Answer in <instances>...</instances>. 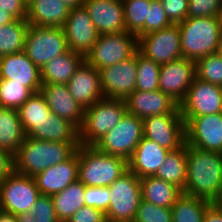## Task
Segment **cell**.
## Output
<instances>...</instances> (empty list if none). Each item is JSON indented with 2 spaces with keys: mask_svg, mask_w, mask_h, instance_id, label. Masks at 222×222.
<instances>
[{
  "mask_svg": "<svg viewBox=\"0 0 222 222\" xmlns=\"http://www.w3.org/2000/svg\"><path fill=\"white\" fill-rule=\"evenodd\" d=\"M83 5L100 35L126 31L122 0H85Z\"/></svg>",
  "mask_w": 222,
  "mask_h": 222,
  "instance_id": "ffe728a7",
  "label": "cell"
},
{
  "mask_svg": "<svg viewBox=\"0 0 222 222\" xmlns=\"http://www.w3.org/2000/svg\"><path fill=\"white\" fill-rule=\"evenodd\" d=\"M69 50L63 27H46L29 24L24 52L41 70L55 56Z\"/></svg>",
  "mask_w": 222,
  "mask_h": 222,
  "instance_id": "ba28073f",
  "label": "cell"
},
{
  "mask_svg": "<svg viewBox=\"0 0 222 222\" xmlns=\"http://www.w3.org/2000/svg\"><path fill=\"white\" fill-rule=\"evenodd\" d=\"M182 117L187 145L222 153V112Z\"/></svg>",
  "mask_w": 222,
  "mask_h": 222,
  "instance_id": "4fadbf2b",
  "label": "cell"
},
{
  "mask_svg": "<svg viewBox=\"0 0 222 222\" xmlns=\"http://www.w3.org/2000/svg\"><path fill=\"white\" fill-rule=\"evenodd\" d=\"M70 9L61 0H34L27 7L26 20L35 26L63 27Z\"/></svg>",
  "mask_w": 222,
  "mask_h": 222,
  "instance_id": "d4e9b609",
  "label": "cell"
},
{
  "mask_svg": "<svg viewBox=\"0 0 222 222\" xmlns=\"http://www.w3.org/2000/svg\"><path fill=\"white\" fill-rule=\"evenodd\" d=\"M202 222H222V204L213 203L207 209Z\"/></svg>",
  "mask_w": 222,
  "mask_h": 222,
  "instance_id": "c3c4849f",
  "label": "cell"
},
{
  "mask_svg": "<svg viewBox=\"0 0 222 222\" xmlns=\"http://www.w3.org/2000/svg\"><path fill=\"white\" fill-rule=\"evenodd\" d=\"M40 195L34 177L13 172L0 184V210L13 215L31 211Z\"/></svg>",
  "mask_w": 222,
  "mask_h": 222,
  "instance_id": "30bf717a",
  "label": "cell"
},
{
  "mask_svg": "<svg viewBox=\"0 0 222 222\" xmlns=\"http://www.w3.org/2000/svg\"><path fill=\"white\" fill-rule=\"evenodd\" d=\"M26 136L52 142L79 143V130L71 122L53 113Z\"/></svg>",
  "mask_w": 222,
  "mask_h": 222,
  "instance_id": "484cf974",
  "label": "cell"
},
{
  "mask_svg": "<svg viewBox=\"0 0 222 222\" xmlns=\"http://www.w3.org/2000/svg\"><path fill=\"white\" fill-rule=\"evenodd\" d=\"M196 77L222 87V56L209 54L195 62Z\"/></svg>",
  "mask_w": 222,
  "mask_h": 222,
  "instance_id": "f35d334b",
  "label": "cell"
},
{
  "mask_svg": "<svg viewBox=\"0 0 222 222\" xmlns=\"http://www.w3.org/2000/svg\"><path fill=\"white\" fill-rule=\"evenodd\" d=\"M171 24L166 16L165 10L162 8L160 0H151L147 18L144 23V35L159 31Z\"/></svg>",
  "mask_w": 222,
  "mask_h": 222,
  "instance_id": "60d3db41",
  "label": "cell"
},
{
  "mask_svg": "<svg viewBox=\"0 0 222 222\" xmlns=\"http://www.w3.org/2000/svg\"><path fill=\"white\" fill-rule=\"evenodd\" d=\"M217 53H218L220 56H222V33H221L220 40H219V43H218Z\"/></svg>",
  "mask_w": 222,
  "mask_h": 222,
  "instance_id": "f5cc1de1",
  "label": "cell"
},
{
  "mask_svg": "<svg viewBox=\"0 0 222 222\" xmlns=\"http://www.w3.org/2000/svg\"><path fill=\"white\" fill-rule=\"evenodd\" d=\"M137 62V82L138 91H157L159 90L158 80L161 65L153 60L146 58L139 51L136 52Z\"/></svg>",
  "mask_w": 222,
  "mask_h": 222,
  "instance_id": "d590c367",
  "label": "cell"
},
{
  "mask_svg": "<svg viewBox=\"0 0 222 222\" xmlns=\"http://www.w3.org/2000/svg\"><path fill=\"white\" fill-rule=\"evenodd\" d=\"M63 30L68 48L84 57L93 48L100 35L84 5L70 9Z\"/></svg>",
  "mask_w": 222,
  "mask_h": 222,
  "instance_id": "2e32d148",
  "label": "cell"
},
{
  "mask_svg": "<svg viewBox=\"0 0 222 222\" xmlns=\"http://www.w3.org/2000/svg\"><path fill=\"white\" fill-rule=\"evenodd\" d=\"M138 51L159 65L182 58L178 24H171L138 38Z\"/></svg>",
  "mask_w": 222,
  "mask_h": 222,
  "instance_id": "8fae6325",
  "label": "cell"
},
{
  "mask_svg": "<svg viewBox=\"0 0 222 222\" xmlns=\"http://www.w3.org/2000/svg\"><path fill=\"white\" fill-rule=\"evenodd\" d=\"M0 79L10 83H23L33 93L41 89V70L28 58L24 51L0 57Z\"/></svg>",
  "mask_w": 222,
  "mask_h": 222,
  "instance_id": "ac0fdd59",
  "label": "cell"
},
{
  "mask_svg": "<svg viewBox=\"0 0 222 222\" xmlns=\"http://www.w3.org/2000/svg\"><path fill=\"white\" fill-rule=\"evenodd\" d=\"M127 112L124 99L102 98L84 110L79 143L93 146L112 130Z\"/></svg>",
  "mask_w": 222,
  "mask_h": 222,
  "instance_id": "5b68a950",
  "label": "cell"
},
{
  "mask_svg": "<svg viewBox=\"0 0 222 222\" xmlns=\"http://www.w3.org/2000/svg\"><path fill=\"white\" fill-rule=\"evenodd\" d=\"M85 185L77 180L66 189L52 195L54 209L60 222H67L80 208L85 206Z\"/></svg>",
  "mask_w": 222,
  "mask_h": 222,
  "instance_id": "f546056e",
  "label": "cell"
},
{
  "mask_svg": "<svg viewBox=\"0 0 222 222\" xmlns=\"http://www.w3.org/2000/svg\"><path fill=\"white\" fill-rule=\"evenodd\" d=\"M67 222H107L105 213L88 206L80 208Z\"/></svg>",
  "mask_w": 222,
  "mask_h": 222,
  "instance_id": "f6af8a7d",
  "label": "cell"
},
{
  "mask_svg": "<svg viewBox=\"0 0 222 222\" xmlns=\"http://www.w3.org/2000/svg\"><path fill=\"white\" fill-rule=\"evenodd\" d=\"M138 51V37L131 32L99 35L84 60L97 70L126 60Z\"/></svg>",
  "mask_w": 222,
  "mask_h": 222,
  "instance_id": "52a82bcc",
  "label": "cell"
},
{
  "mask_svg": "<svg viewBox=\"0 0 222 222\" xmlns=\"http://www.w3.org/2000/svg\"><path fill=\"white\" fill-rule=\"evenodd\" d=\"M0 9L15 19L23 20L27 17V7L22 0H0Z\"/></svg>",
  "mask_w": 222,
  "mask_h": 222,
  "instance_id": "bcb514c9",
  "label": "cell"
},
{
  "mask_svg": "<svg viewBox=\"0 0 222 222\" xmlns=\"http://www.w3.org/2000/svg\"><path fill=\"white\" fill-rule=\"evenodd\" d=\"M84 61V56L70 49L55 56L41 69V81L45 84H67Z\"/></svg>",
  "mask_w": 222,
  "mask_h": 222,
  "instance_id": "4316f807",
  "label": "cell"
},
{
  "mask_svg": "<svg viewBox=\"0 0 222 222\" xmlns=\"http://www.w3.org/2000/svg\"><path fill=\"white\" fill-rule=\"evenodd\" d=\"M187 174L186 143L176 150L169 151L165 161L158 168L155 177L171 183L182 191L185 188Z\"/></svg>",
  "mask_w": 222,
  "mask_h": 222,
  "instance_id": "4dcf8cb0",
  "label": "cell"
},
{
  "mask_svg": "<svg viewBox=\"0 0 222 222\" xmlns=\"http://www.w3.org/2000/svg\"><path fill=\"white\" fill-rule=\"evenodd\" d=\"M182 116H202L222 112V87L196 76L179 104Z\"/></svg>",
  "mask_w": 222,
  "mask_h": 222,
  "instance_id": "5bb4252c",
  "label": "cell"
},
{
  "mask_svg": "<svg viewBox=\"0 0 222 222\" xmlns=\"http://www.w3.org/2000/svg\"><path fill=\"white\" fill-rule=\"evenodd\" d=\"M78 148L76 153L63 163L49 167L34 176L41 195L52 196L78 180Z\"/></svg>",
  "mask_w": 222,
  "mask_h": 222,
  "instance_id": "603a6c76",
  "label": "cell"
},
{
  "mask_svg": "<svg viewBox=\"0 0 222 222\" xmlns=\"http://www.w3.org/2000/svg\"><path fill=\"white\" fill-rule=\"evenodd\" d=\"M187 174L183 193L222 202V153L186 144Z\"/></svg>",
  "mask_w": 222,
  "mask_h": 222,
  "instance_id": "6da1fadb",
  "label": "cell"
},
{
  "mask_svg": "<svg viewBox=\"0 0 222 222\" xmlns=\"http://www.w3.org/2000/svg\"><path fill=\"white\" fill-rule=\"evenodd\" d=\"M212 204L208 200L183 193L171 207L172 222H202Z\"/></svg>",
  "mask_w": 222,
  "mask_h": 222,
  "instance_id": "1f68e13d",
  "label": "cell"
},
{
  "mask_svg": "<svg viewBox=\"0 0 222 222\" xmlns=\"http://www.w3.org/2000/svg\"><path fill=\"white\" fill-rule=\"evenodd\" d=\"M26 7H29L34 0H22Z\"/></svg>",
  "mask_w": 222,
  "mask_h": 222,
  "instance_id": "db71d44e",
  "label": "cell"
},
{
  "mask_svg": "<svg viewBox=\"0 0 222 222\" xmlns=\"http://www.w3.org/2000/svg\"><path fill=\"white\" fill-rule=\"evenodd\" d=\"M172 210L141 200L133 222H172Z\"/></svg>",
  "mask_w": 222,
  "mask_h": 222,
  "instance_id": "ab89813d",
  "label": "cell"
},
{
  "mask_svg": "<svg viewBox=\"0 0 222 222\" xmlns=\"http://www.w3.org/2000/svg\"><path fill=\"white\" fill-rule=\"evenodd\" d=\"M17 111L26 135L52 113L40 92L32 94Z\"/></svg>",
  "mask_w": 222,
  "mask_h": 222,
  "instance_id": "836d02e7",
  "label": "cell"
},
{
  "mask_svg": "<svg viewBox=\"0 0 222 222\" xmlns=\"http://www.w3.org/2000/svg\"><path fill=\"white\" fill-rule=\"evenodd\" d=\"M195 76V61L186 58L170 61L160 67L159 90L180 104Z\"/></svg>",
  "mask_w": 222,
  "mask_h": 222,
  "instance_id": "e0dca14e",
  "label": "cell"
},
{
  "mask_svg": "<svg viewBox=\"0 0 222 222\" xmlns=\"http://www.w3.org/2000/svg\"><path fill=\"white\" fill-rule=\"evenodd\" d=\"M39 92L53 114L71 122L78 130L80 129L84 109L72 97L66 84L42 83Z\"/></svg>",
  "mask_w": 222,
  "mask_h": 222,
  "instance_id": "d6986e66",
  "label": "cell"
},
{
  "mask_svg": "<svg viewBox=\"0 0 222 222\" xmlns=\"http://www.w3.org/2000/svg\"><path fill=\"white\" fill-rule=\"evenodd\" d=\"M72 97L84 110L104 98L99 70L85 60L66 84Z\"/></svg>",
  "mask_w": 222,
  "mask_h": 222,
  "instance_id": "44dd1931",
  "label": "cell"
},
{
  "mask_svg": "<svg viewBox=\"0 0 222 222\" xmlns=\"http://www.w3.org/2000/svg\"><path fill=\"white\" fill-rule=\"evenodd\" d=\"M143 137L169 151L181 147L185 143V123L179 107L173 113L143 119Z\"/></svg>",
  "mask_w": 222,
  "mask_h": 222,
  "instance_id": "7c38bea8",
  "label": "cell"
},
{
  "mask_svg": "<svg viewBox=\"0 0 222 222\" xmlns=\"http://www.w3.org/2000/svg\"><path fill=\"white\" fill-rule=\"evenodd\" d=\"M160 2L172 24H178L187 18L188 0H160Z\"/></svg>",
  "mask_w": 222,
  "mask_h": 222,
  "instance_id": "ee69618b",
  "label": "cell"
},
{
  "mask_svg": "<svg viewBox=\"0 0 222 222\" xmlns=\"http://www.w3.org/2000/svg\"><path fill=\"white\" fill-rule=\"evenodd\" d=\"M140 186L142 200L159 207L171 208L183 194V191L177 186L155 176L141 178Z\"/></svg>",
  "mask_w": 222,
  "mask_h": 222,
  "instance_id": "83f0119b",
  "label": "cell"
},
{
  "mask_svg": "<svg viewBox=\"0 0 222 222\" xmlns=\"http://www.w3.org/2000/svg\"><path fill=\"white\" fill-rule=\"evenodd\" d=\"M25 138L18 111L0 107V149L15 155Z\"/></svg>",
  "mask_w": 222,
  "mask_h": 222,
  "instance_id": "f1b7e54d",
  "label": "cell"
},
{
  "mask_svg": "<svg viewBox=\"0 0 222 222\" xmlns=\"http://www.w3.org/2000/svg\"><path fill=\"white\" fill-rule=\"evenodd\" d=\"M104 98L125 99L136 90V53L126 60L99 70Z\"/></svg>",
  "mask_w": 222,
  "mask_h": 222,
  "instance_id": "9a60e30c",
  "label": "cell"
},
{
  "mask_svg": "<svg viewBox=\"0 0 222 222\" xmlns=\"http://www.w3.org/2000/svg\"><path fill=\"white\" fill-rule=\"evenodd\" d=\"M14 172V155L0 149V184Z\"/></svg>",
  "mask_w": 222,
  "mask_h": 222,
  "instance_id": "7dc6e473",
  "label": "cell"
},
{
  "mask_svg": "<svg viewBox=\"0 0 222 222\" xmlns=\"http://www.w3.org/2000/svg\"><path fill=\"white\" fill-rule=\"evenodd\" d=\"M178 25L182 58L196 62L202 57L217 53L222 33V17L186 18Z\"/></svg>",
  "mask_w": 222,
  "mask_h": 222,
  "instance_id": "3957f363",
  "label": "cell"
},
{
  "mask_svg": "<svg viewBox=\"0 0 222 222\" xmlns=\"http://www.w3.org/2000/svg\"><path fill=\"white\" fill-rule=\"evenodd\" d=\"M127 170L124 158L100 152L94 146L78 147V180L85 186L108 187Z\"/></svg>",
  "mask_w": 222,
  "mask_h": 222,
  "instance_id": "277c9868",
  "label": "cell"
},
{
  "mask_svg": "<svg viewBox=\"0 0 222 222\" xmlns=\"http://www.w3.org/2000/svg\"><path fill=\"white\" fill-rule=\"evenodd\" d=\"M168 153L169 150L143 137L128 161V169L140 179L155 176Z\"/></svg>",
  "mask_w": 222,
  "mask_h": 222,
  "instance_id": "cb8c5ba5",
  "label": "cell"
},
{
  "mask_svg": "<svg viewBox=\"0 0 222 222\" xmlns=\"http://www.w3.org/2000/svg\"><path fill=\"white\" fill-rule=\"evenodd\" d=\"M124 7V23L127 32L138 38L144 35V23L147 18L151 0H122Z\"/></svg>",
  "mask_w": 222,
  "mask_h": 222,
  "instance_id": "e575fe53",
  "label": "cell"
},
{
  "mask_svg": "<svg viewBox=\"0 0 222 222\" xmlns=\"http://www.w3.org/2000/svg\"><path fill=\"white\" fill-rule=\"evenodd\" d=\"M80 143L52 142L26 136L14 155V172L34 177L70 159Z\"/></svg>",
  "mask_w": 222,
  "mask_h": 222,
  "instance_id": "7a4b0ae2",
  "label": "cell"
},
{
  "mask_svg": "<svg viewBox=\"0 0 222 222\" xmlns=\"http://www.w3.org/2000/svg\"><path fill=\"white\" fill-rule=\"evenodd\" d=\"M124 100L127 112L142 120L154 115L173 113L179 107L175 100L161 90H135Z\"/></svg>",
  "mask_w": 222,
  "mask_h": 222,
  "instance_id": "7402d4cb",
  "label": "cell"
},
{
  "mask_svg": "<svg viewBox=\"0 0 222 222\" xmlns=\"http://www.w3.org/2000/svg\"><path fill=\"white\" fill-rule=\"evenodd\" d=\"M28 27L29 23L26 19H15L0 26V57L24 51Z\"/></svg>",
  "mask_w": 222,
  "mask_h": 222,
  "instance_id": "d6a6232c",
  "label": "cell"
},
{
  "mask_svg": "<svg viewBox=\"0 0 222 222\" xmlns=\"http://www.w3.org/2000/svg\"><path fill=\"white\" fill-rule=\"evenodd\" d=\"M0 222H18L16 215L0 210Z\"/></svg>",
  "mask_w": 222,
  "mask_h": 222,
  "instance_id": "f907efd6",
  "label": "cell"
},
{
  "mask_svg": "<svg viewBox=\"0 0 222 222\" xmlns=\"http://www.w3.org/2000/svg\"><path fill=\"white\" fill-rule=\"evenodd\" d=\"M109 187L107 222H133L142 200L140 178L129 169Z\"/></svg>",
  "mask_w": 222,
  "mask_h": 222,
  "instance_id": "8992f818",
  "label": "cell"
},
{
  "mask_svg": "<svg viewBox=\"0 0 222 222\" xmlns=\"http://www.w3.org/2000/svg\"><path fill=\"white\" fill-rule=\"evenodd\" d=\"M15 18L8 12L0 9V26L13 22Z\"/></svg>",
  "mask_w": 222,
  "mask_h": 222,
  "instance_id": "681fc988",
  "label": "cell"
},
{
  "mask_svg": "<svg viewBox=\"0 0 222 222\" xmlns=\"http://www.w3.org/2000/svg\"><path fill=\"white\" fill-rule=\"evenodd\" d=\"M64 4H66L69 8L80 7L84 4L85 0H61Z\"/></svg>",
  "mask_w": 222,
  "mask_h": 222,
  "instance_id": "816d5d0a",
  "label": "cell"
},
{
  "mask_svg": "<svg viewBox=\"0 0 222 222\" xmlns=\"http://www.w3.org/2000/svg\"><path fill=\"white\" fill-rule=\"evenodd\" d=\"M143 138V120L125 113L120 122L93 146L100 152L129 161Z\"/></svg>",
  "mask_w": 222,
  "mask_h": 222,
  "instance_id": "9c48e42d",
  "label": "cell"
},
{
  "mask_svg": "<svg viewBox=\"0 0 222 222\" xmlns=\"http://www.w3.org/2000/svg\"><path fill=\"white\" fill-rule=\"evenodd\" d=\"M34 94L23 83H10L8 79H0V107L17 110Z\"/></svg>",
  "mask_w": 222,
  "mask_h": 222,
  "instance_id": "8d00e7d4",
  "label": "cell"
},
{
  "mask_svg": "<svg viewBox=\"0 0 222 222\" xmlns=\"http://www.w3.org/2000/svg\"><path fill=\"white\" fill-rule=\"evenodd\" d=\"M85 206L96 208L107 213L110 203L109 187L85 186Z\"/></svg>",
  "mask_w": 222,
  "mask_h": 222,
  "instance_id": "7bdbcfd3",
  "label": "cell"
},
{
  "mask_svg": "<svg viewBox=\"0 0 222 222\" xmlns=\"http://www.w3.org/2000/svg\"><path fill=\"white\" fill-rule=\"evenodd\" d=\"M187 18L222 17V0H188Z\"/></svg>",
  "mask_w": 222,
  "mask_h": 222,
  "instance_id": "b9f144b4",
  "label": "cell"
},
{
  "mask_svg": "<svg viewBox=\"0 0 222 222\" xmlns=\"http://www.w3.org/2000/svg\"><path fill=\"white\" fill-rule=\"evenodd\" d=\"M18 222H60L57 219L51 196L40 195L31 211L16 215Z\"/></svg>",
  "mask_w": 222,
  "mask_h": 222,
  "instance_id": "74e56055",
  "label": "cell"
}]
</instances>
